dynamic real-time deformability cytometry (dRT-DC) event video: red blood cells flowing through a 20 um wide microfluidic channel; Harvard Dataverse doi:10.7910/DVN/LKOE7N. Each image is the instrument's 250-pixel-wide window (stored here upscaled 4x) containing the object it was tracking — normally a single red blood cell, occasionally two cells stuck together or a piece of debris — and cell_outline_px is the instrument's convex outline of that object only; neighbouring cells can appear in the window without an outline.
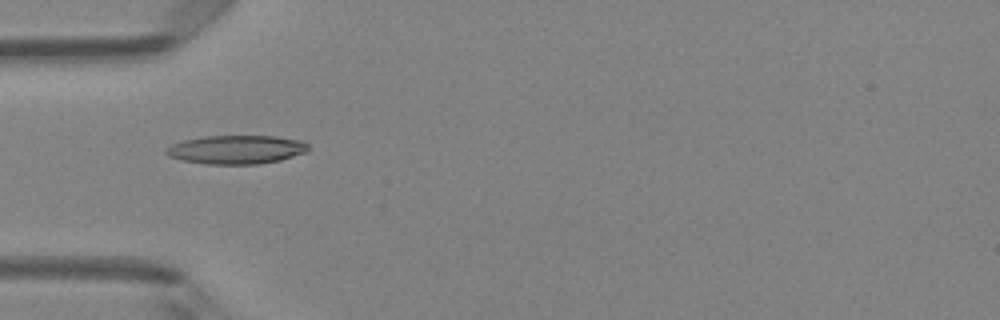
{"species": "Egyptian fruit bat (a non-hibernating species)", "species_latin": "Rousettus aegyptiacus", "temperature_condition": "room temperature", "stored_images_in_passage": 8, "camera_frame_rate_fps": 3000, "um_per_image_px": 0.085, "animal": {"sex": "female"}, "frame": {"image": 1, "passage_image": 5, "time_ms": 4.667, "image_size_px": [1000, 320], "cell_outline_px": [[308, 152], [280, 160], [256, 164], [208, 164], [180, 160], [168, 156], [164, 152], [172, 144], [184, 140], [204, 136], [276, 136], [300, 140], [308, 144]], "centroid_in_image_um": [20.09, 12.71], "position_along_channel_um": 64.9, "area_um2": 23.76}}
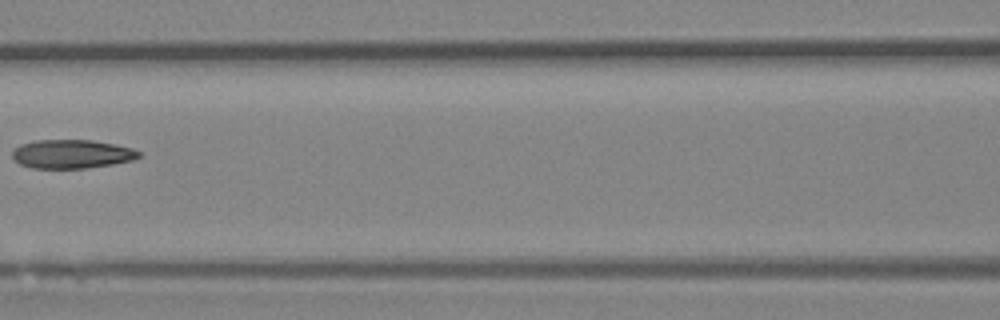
{"frame": {"image": 2, "passage_image": 7, "time_ms": 7.0, "image_size_px": [1000, 320], "cell_outline_px": [[140, 156], [132, 160], [112, 164], [84, 168], [32, 168], [20, 164], [12, 156], [12, 152], [20, 144], [36, 140], [92, 140], [132, 148], [140, 152]], "centroid_in_image_um": [6.08, 13.09], "position_along_channel_um": 160.5, "area_um2": 20.98}}
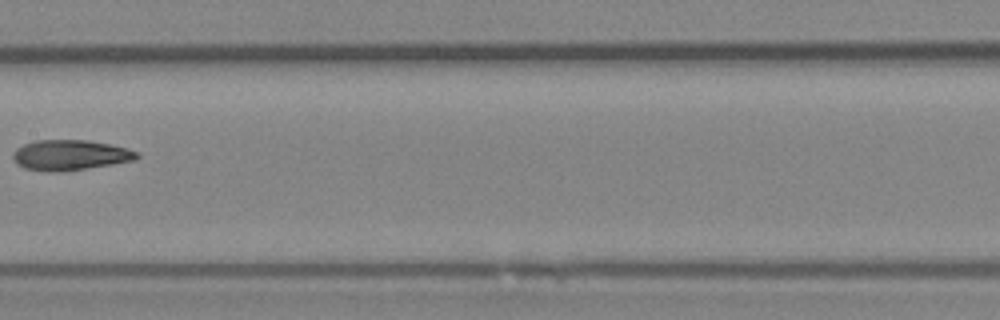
{"frame": {"image": 3, "passage_image": 8, "time_ms": 8.0, "image_size_px": [1000, 320], "cell_outline_px": [[140, 156], [136, 160], [88, 168], [60, 172], [48, 172], [24, 168], [16, 164], [12, 156], [12, 152], [16, 148], [24, 144], [36, 140], [88, 140], [112, 144], [128, 148], [140, 152]], "centroid_in_image_um": [5.98, 13.18], "position_along_channel_um": 201.4, "area_um2": 22.25}}